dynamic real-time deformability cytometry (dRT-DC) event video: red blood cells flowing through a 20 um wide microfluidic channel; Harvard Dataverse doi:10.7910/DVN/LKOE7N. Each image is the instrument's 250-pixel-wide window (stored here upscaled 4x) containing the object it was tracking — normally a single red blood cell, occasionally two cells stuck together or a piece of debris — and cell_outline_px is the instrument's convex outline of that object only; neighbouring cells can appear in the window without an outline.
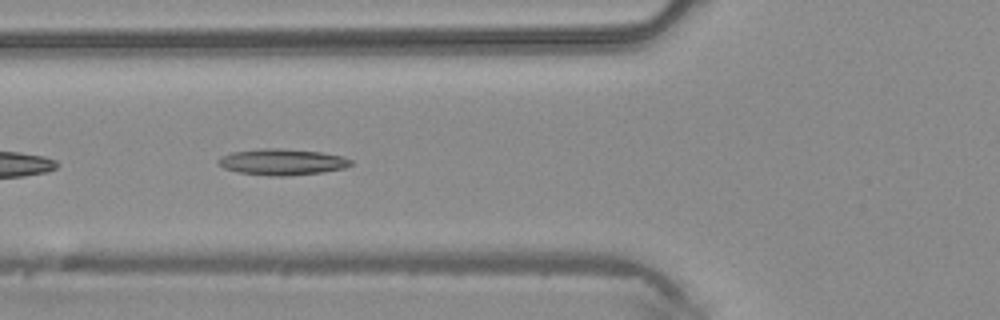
{"species": "common noctule bat (a hibernating species)", "species_latin": "Nyctalus noctula", "temperature_condition": "warm", "stored_images_in_passage": 22, "camera_frame_rate_fps": 3000, "um_per_image_px": 0.085, "animal": {"sex": "male", "body_mass_g": 20.4}, "frame": {"image": 1, "passage_image": 16, "time_ms": 5.0, "image_size_px": [1000, 320], "cell_outline_px": [[352, 164], [344, 168], [324, 172], [288, 176], [272, 176], [240, 172], [224, 168], [216, 164], [216, 160], [220, 156], [232, 152], [264, 148], [276, 148], [320, 152], [344, 156], [352, 160]], "centroid_in_image_um": [23.97, 13.77], "position_along_channel_um": 101.8, "area_um2": 20.29}}
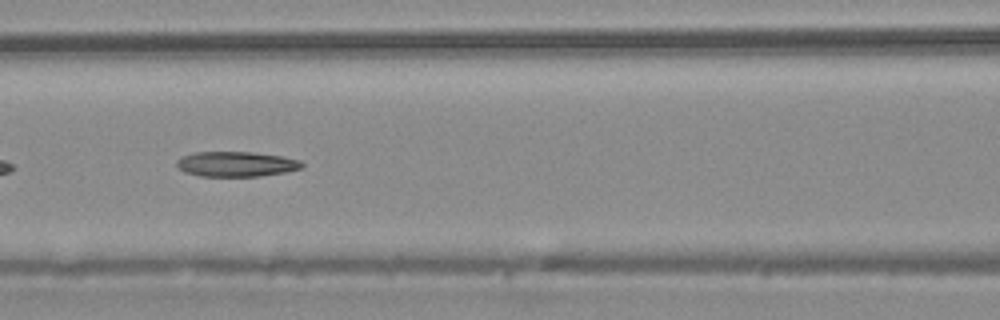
{"frame": {"image": 2, "passage_image": 19, "time_ms": 6.0, "image_size_px": [1000, 320], "cell_outline_px": [[304, 164], [300, 168], [284, 172], [260, 176], [200, 176], [184, 172], [176, 168], [176, 160], [192, 152], [252, 152], [284, 156], [300, 160]], "centroid_in_image_um": [20.04, 13.94], "position_along_channel_um": 146.6, "area_um2": 18.38}}